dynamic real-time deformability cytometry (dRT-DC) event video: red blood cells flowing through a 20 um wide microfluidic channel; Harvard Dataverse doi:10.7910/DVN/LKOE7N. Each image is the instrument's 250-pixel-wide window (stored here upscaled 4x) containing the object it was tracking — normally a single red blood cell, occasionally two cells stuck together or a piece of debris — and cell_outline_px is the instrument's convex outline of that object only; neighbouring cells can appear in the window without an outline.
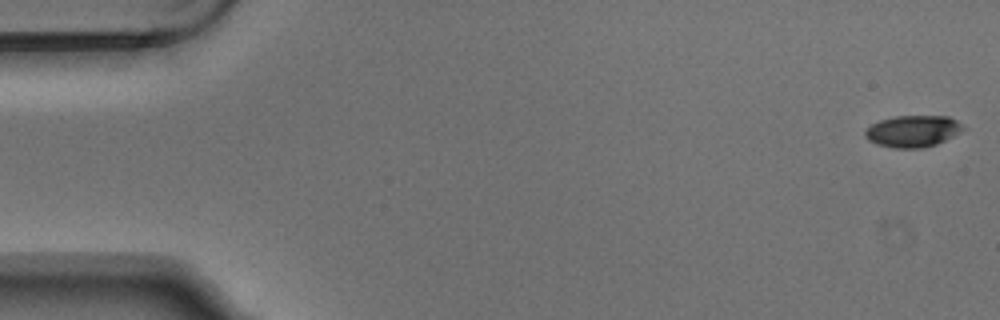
{"species": "Egyptian fruit bat (a non-hibernating species)", "species_latin": "Rousettus aegyptiacus", "temperature_condition": "warm", "stored_images_in_passage": 6, "camera_frame_rate_fps": 3000, "um_per_image_px": 0.085, "animal": {"sex": "male"}, "frame": {"image": 1, "passage_image": 1, "time_ms": 0.0, "image_size_px": [1000, 320], "cell_outline_px": [[968, 128], [936, 144], [920, 148], [892, 148], [876, 144], [868, 140], [864, 136], [864, 132], [872, 124], [880, 120], [896, 116], [948, 116], [956, 120]], "centroid_in_image_um": [77.59, 11.15], "position_along_channel_um": 7.4, "area_um2": 18.09}}
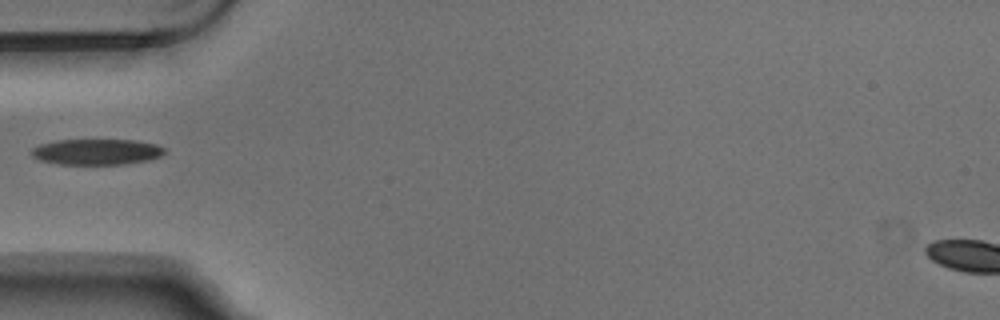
{"frame": {"image": 2, "passage_image": 5, "time_ms": 1.333, "image_size_px": [1000, 320], "cell_outline_px": [[164, 152], [160, 156], [148, 160], [124, 164], [60, 164], [40, 160], [32, 156], [32, 148], [40, 144], [56, 140], [136, 140], [156, 144], [164, 148]], "centroid_in_image_um": [8.21, 12.9], "position_along_channel_um": 76.8, "area_um2": 19.88}}
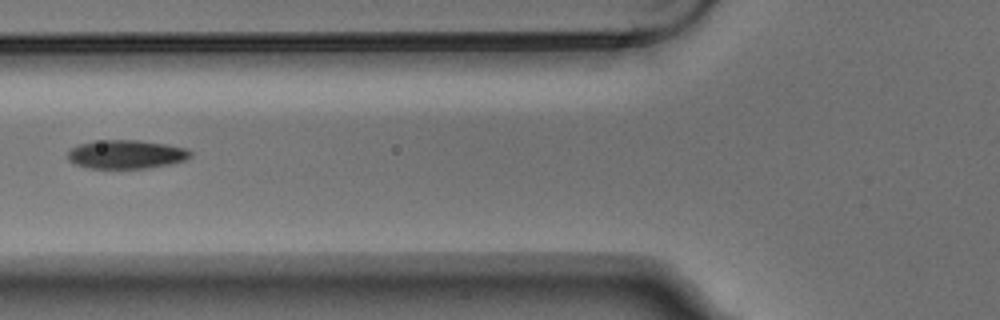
{"frame": {"image": 3, "passage_image": 6, "time_ms": 1.667, "image_size_px": [1000, 320], "cell_outline_px": [[192, 156], [184, 160], [168, 164], [148, 168], [88, 168], [76, 164], [68, 160], [68, 152], [72, 148], [80, 144], [104, 140], [140, 140], [188, 148], [192, 152]], "centroid_in_image_um": [10.75, 13.12], "position_along_channel_um": 115.0, "area_um2": 20.35}}